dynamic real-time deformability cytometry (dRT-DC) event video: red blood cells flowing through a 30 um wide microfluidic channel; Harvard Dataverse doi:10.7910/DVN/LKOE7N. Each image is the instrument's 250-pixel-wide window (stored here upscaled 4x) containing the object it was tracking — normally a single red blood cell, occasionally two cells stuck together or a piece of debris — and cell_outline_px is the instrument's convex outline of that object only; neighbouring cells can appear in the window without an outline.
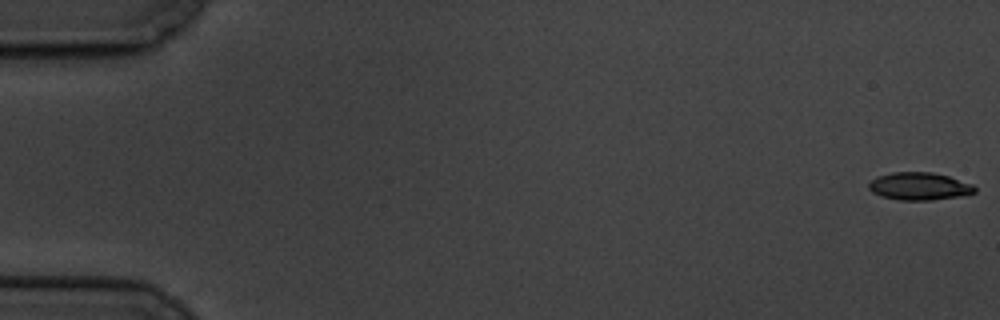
{"species": "common noctule bat (a hibernating species)", "species_latin": "Nyctalus noctula", "temperature_condition": "cold", "stored_images_in_passage": 5, "camera_frame_rate_fps": 3000, "um_per_image_px": 0.085, "animal": {"sex": "male", "body_mass_g": 19.5, "forearm_length_mm": 54.6}, "frame": {"image": 1, "passage_image": 1, "time_ms": 0.0, "image_size_px": [1000, 320], "cell_outline_px": [[976, 192], [960, 196], [932, 200], [900, 200], [880, 196], [872, 192], [868, 188], [868, 184], [876, 176], [892, 172], [932, 172], [948, 176], [972, 184], [976, 188]], "centroid_in_image_um": [78.12, 15.83], "position_along_channel_um": 6.9, "area_um2": 17.11}}